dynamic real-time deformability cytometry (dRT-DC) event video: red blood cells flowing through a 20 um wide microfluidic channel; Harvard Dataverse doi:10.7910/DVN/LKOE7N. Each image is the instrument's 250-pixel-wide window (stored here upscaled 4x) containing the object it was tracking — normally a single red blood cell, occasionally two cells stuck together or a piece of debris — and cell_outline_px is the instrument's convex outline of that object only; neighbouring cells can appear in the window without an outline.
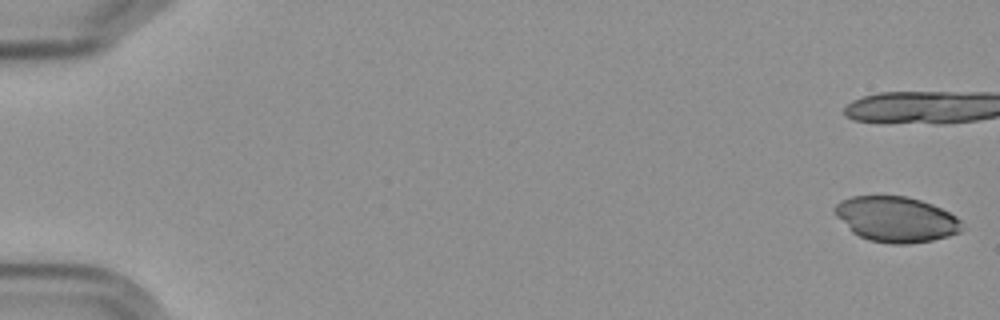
{"species": "Egyptian fruit bat (a non-hibernating species)", "species_latin": "Rousettus aegyptiacus", "temperature_condition": "cold", "stored_images_in_passage": 4, "camera_frame_rate_fps": 3000, "um_per_image_px": 0.085, "frame": {"image": 1, "passage_image": 1, "time_ms": 0.0, "image_size_px": [1000, 320], "cell_outline_px": [[964, 228], [960, 232], [948, 236], [932, 240], [908, 244], [892, 244], [868, 240], [852, 232], [832, 212], [832, 208], [840, 200], [852, 196], [904, 196], [920, 200], [932, 204], [956, 216], [960, 220]], "centroid_in_image_um": [76.15, 18.64], "position_along_channel_um": 8.9, "area_um2": 33.76}}